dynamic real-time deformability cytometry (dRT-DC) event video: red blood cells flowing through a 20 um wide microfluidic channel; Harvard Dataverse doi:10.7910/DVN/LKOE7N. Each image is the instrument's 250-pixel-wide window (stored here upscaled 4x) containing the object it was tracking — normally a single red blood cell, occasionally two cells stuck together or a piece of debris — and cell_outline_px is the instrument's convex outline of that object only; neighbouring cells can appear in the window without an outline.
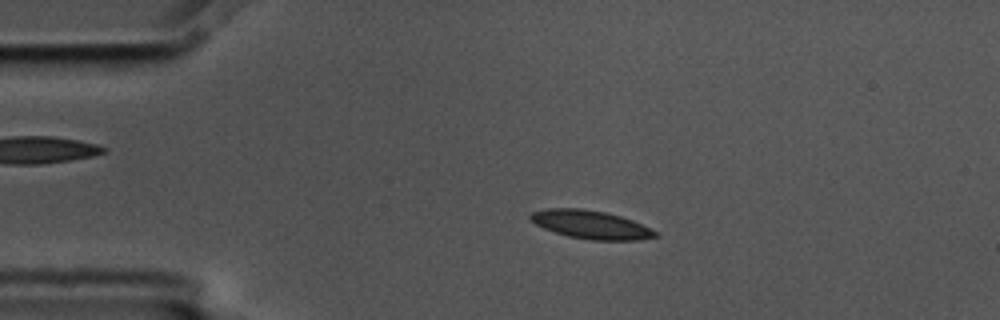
{"species": "common noctule bat (a hibernating species)", "species_latin": "Nyctalus noctula", "temperature_condition": "cold", "stored_images_in_passage": 4, "camera_frame_rate_fps": 3000, "um_per_image_px": 0.085, "animal": {"sex": "male", "body_mass_g": 17.5, "forearm_length_mm": 52.3}, "frame": {"image": 1, "passage_image": 3, "time_ms": 0.667, "image_size_px": [1000, 320], "cell_outline_px": [[660, 236], [640, 240], [592, 240], [568, 236], [544, 228], [536, 224], [528, 216], [532, 212], [548, 208], [580, 208], [604, 212], [620, 216], [632, 220], [656, 232]], "centroid_in_image_um": [50.22, 19.09], "position_along_channel_um": 34.8, "area_um2": 20.35}}